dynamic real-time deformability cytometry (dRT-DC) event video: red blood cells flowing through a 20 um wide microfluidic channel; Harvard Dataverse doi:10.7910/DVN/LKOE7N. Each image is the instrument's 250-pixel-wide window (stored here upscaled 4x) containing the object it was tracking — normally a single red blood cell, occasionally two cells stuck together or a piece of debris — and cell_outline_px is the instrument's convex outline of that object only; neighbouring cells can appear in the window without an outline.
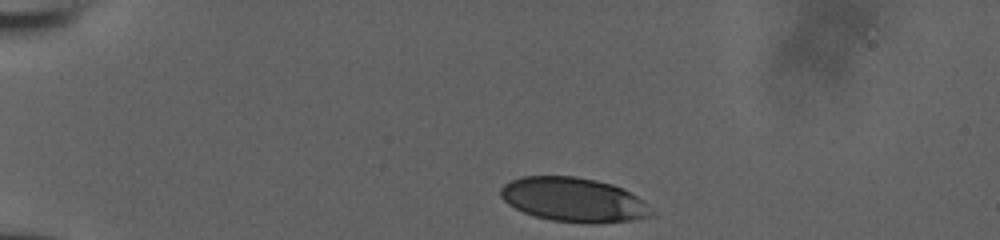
{"species": "human", "species_latin": "Homo sapiens", "temperature_condition": "room temperature", "stored_images_in_passage": 33, "camera_frame_rate_fps": 3000, "um_per_image_px": 0.085, "donor": {"sex": "male"}, "frame": {"image": 1, "passage_image": 1, "time_ms": 0.0, "image_size_px": [1000, 240], "cell_outline_px": [[656, 216], [632, 220], [596, 224], [584, 224], [552, 220], [536, 216], [524, 212], [508, 204], [500, 196], [500, 188], [504, 184], [512, 180], [524, 176], [576, 176], [596, 180], [612, 184], [644, 200], [656, 212]], "centroid_in_image_um": [48.81, 16.99], "position_along_channel_um": 36.2, "area_um2": 39.19}}
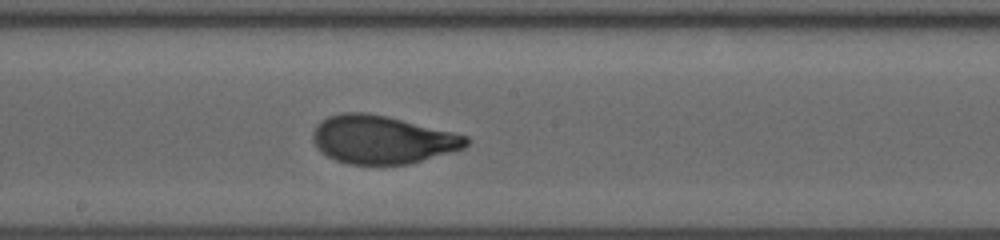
{"frame": {"image": 2, "passage_image": 19, "time_ms": 6.0, "image_size_px": [1000, 240], "cell_outline_px": [[472, 140], [464, 148], [408, 164], [348, 164], [336, 160], [320, 152], [316, 148], [312, 140], [312, 132], [316, 124], [320, 120], [328, 116], [340, 112], [364, 112], [388, 116], [468, 136]], "centroid_in_image_um": [32.44, 11.85], "position_along_channel_um": 215.8, "area_um2": 43.18}}
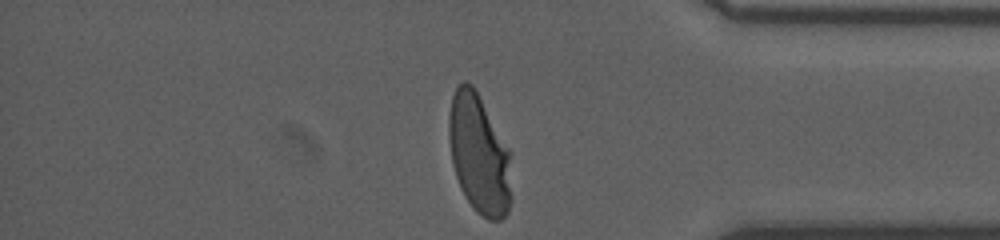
{"frame": {"image": 3, "passage_image": 33, "time_ms": 10.667, "image_size_px": [1000, 240], "cell_outline_px": [[512, 200], [508, 212], [500, 220], [488, 220], [476, 212], [460, 188], [452, 164], [448, 136], [448, 116], [452, 96], [456, 88], [464, 80], [472, 84], [512, 152]], "centroid_in_image_um": [40.76, 13.14], "position_along_channel_um": 394.4, "area_um2": 44.45}}